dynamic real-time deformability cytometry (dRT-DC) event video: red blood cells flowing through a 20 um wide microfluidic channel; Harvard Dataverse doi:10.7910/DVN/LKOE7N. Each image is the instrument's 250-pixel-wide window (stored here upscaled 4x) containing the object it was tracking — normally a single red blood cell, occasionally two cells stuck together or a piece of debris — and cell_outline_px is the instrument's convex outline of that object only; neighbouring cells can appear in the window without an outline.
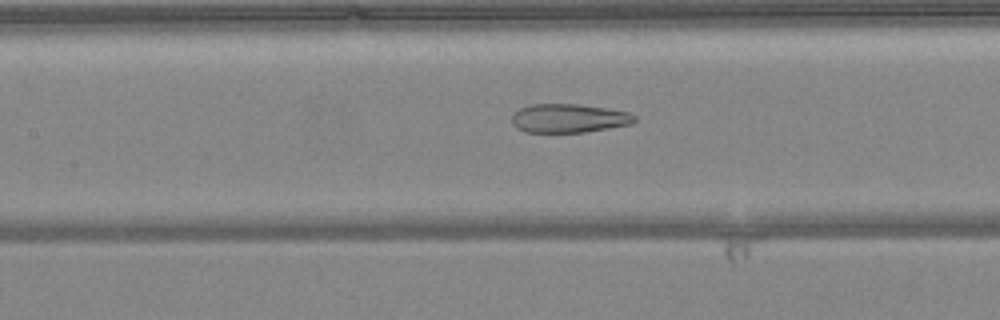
{"species": "common noctule bat (a hibernating species)", "species_latin": "Nyctalus noctula", "temperature_condition": "warm", "stored_images_in_passage": 49, "camera_frame_rate_fps": 3000, "um_per_image_px": 0.085, "animal": {"sex": "female", "body_mass_g": 24.6, "forearm_length_mm": 56.2}, "frame": {"image": 1, "passage_image": 22, "time_ms": 7.0, "image_size_px": [1000, 320], "cell_outline_px": [[636, 120], [632, 124], [584, 132], [524, 132], [516, 128], [512, 124], [512, 112], [520, 108], [532, 104], [576, 104], [608, 108], [628, 112], [636, 116]], "centroid_in_image_um": [48.32, 10.05], "position_along_channel_um": 159.1, "area_um2": 20.69}}
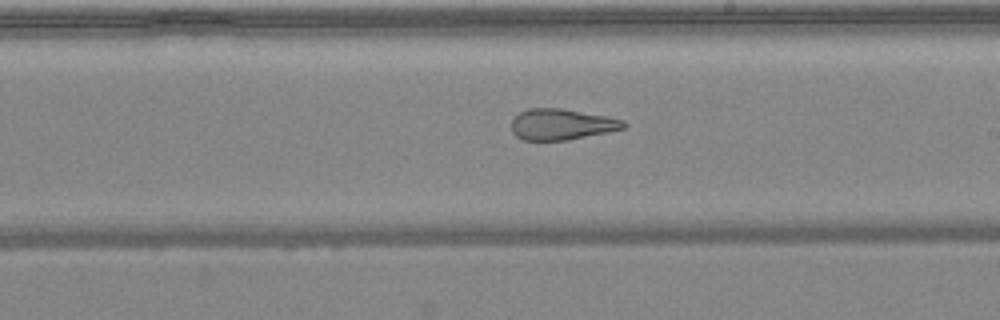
{"frame": {"image": 2, "passage_image": 28, "time_ms": 9.0, "image_size_px": [1000, 320], "cell_outline_px": [[628, 124], [624, 128], [608, 132], [568, 140], [524, 140], [516, 136], [512, 132], [512, 120], [520, 112], [528, 108], [560, 108], [608, 116], [624, 120]], "centroid_in_image_um": [47.76, 10.57], "position_along_channel_um": 241.2, "area_um2": 20.29}}
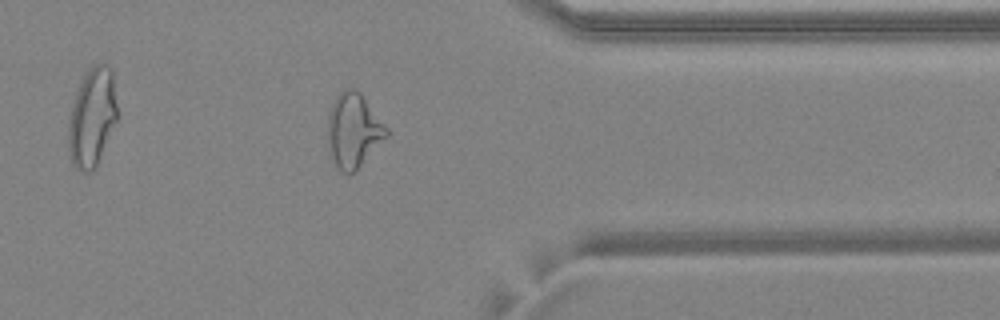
{"frame": {"image": 3, "passage_image": 39, "time_ms": 12.667, "image_size_px": [1000, 320], "cell_outline_px": [[388, 136], [352, 172], [344, 172], [332, 164], [328, 152], [328, 112], [336, 96], [344, 88], [356, 88], [360, 92], [388, 128]], "centroid_in_image_um": [30.01, 11.05], "position_along_channel_um": 381.4, "area_um2": 25.32}, "authors_computed_cell_mechanics": {"area_um2": 26.9348, "velocity_mm_per_s": 4.1216, "shape_relaxation_time_tau1_ms": null, "shape_relaxation_time_tau2_ms": 1.8887, "deformation_change_tau1": null, "deformation_change_tau2": 0.1139}}